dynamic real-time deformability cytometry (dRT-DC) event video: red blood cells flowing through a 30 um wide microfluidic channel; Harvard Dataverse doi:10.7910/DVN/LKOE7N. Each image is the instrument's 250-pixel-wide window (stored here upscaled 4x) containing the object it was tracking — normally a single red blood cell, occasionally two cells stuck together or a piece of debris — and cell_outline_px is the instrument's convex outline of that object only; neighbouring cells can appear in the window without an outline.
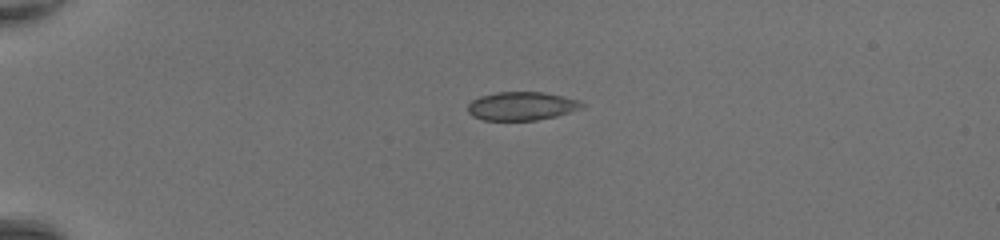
{"species": "common noctule bat (a hibernating species)", "species_latin": "Nyctalus noctula", "temperature_condition": "room temperature", "stored_images_in_passage": 37, "camera_frame_rate_fps": 3000, "um_per_image_px": 0.085, "animal": {"sex": "female", "body_mass_g": 20.0, "forearm_length_mm": 54.0}, "frame": {"image": 1, "passage_image": 1, "time_ms": 0.0, "image_size_px": [1000, 240], "cell_outline_px": [[588, 104], [584, 108], [556, 116], [536, 120], [484, 120], [472, 116], [468, 112], [468, 104], [472, 100], [480, 96], [496, 92], [544, 92], [564, 96], [580, 100]], "centroid_in_image_um": [44.39, 9.01], "position_along_channel_um": 40.6, "area_um2": 19.19}}
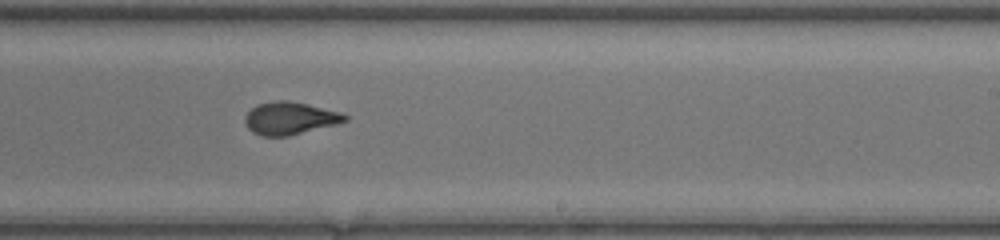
{"frame": {"image": 2, "passage_image": 20, "time_ms": 6.333, "image_size_px": [1000, 240], "cell_outline_px": [[348, 120], [336, 124], [288, 136], [264, 136], [252, 132], [244, 124], [244, 116], [256, 104], [276, 100], [288, 100], [308, 104], [340, 112], [348, 116]], "centroid_in_image_um": [24.61, 10.04], "position_along_channel_um": 264.4, "area_um2": 19.02}}
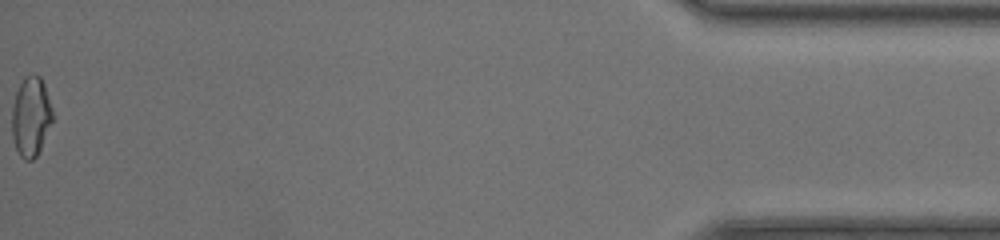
{"frame": {"image": 3, "passage_image": 37, "time_ms": 12.0, "image_size_px": [1000, 240], "cell_outline_px": [[52, 120], [40, 148], [36, 156], [32, 160], [24, 160], [20, 156], [16, 148], [12, 136], [12, 108], [16, 92], [24, 76], [32, 72], [40, 76], [44, 84], [52, 108]], "centroid_in_image_um": [2.61, 9.88], "position_along_channel_um": 432.6, "area_um2": 18.73}, "authors_computed_cell_mechanics": {"area_um2": 19.074, "velocity_mm_per_s": 4.4236, "shape_relaxation_time_tau1_ms": 9.0829, "shape_relaxation_time_tau2_ms": 0.6697, "deformation_change_tau1": 0.2652, "deformation_change_tau2": 0.0491}}